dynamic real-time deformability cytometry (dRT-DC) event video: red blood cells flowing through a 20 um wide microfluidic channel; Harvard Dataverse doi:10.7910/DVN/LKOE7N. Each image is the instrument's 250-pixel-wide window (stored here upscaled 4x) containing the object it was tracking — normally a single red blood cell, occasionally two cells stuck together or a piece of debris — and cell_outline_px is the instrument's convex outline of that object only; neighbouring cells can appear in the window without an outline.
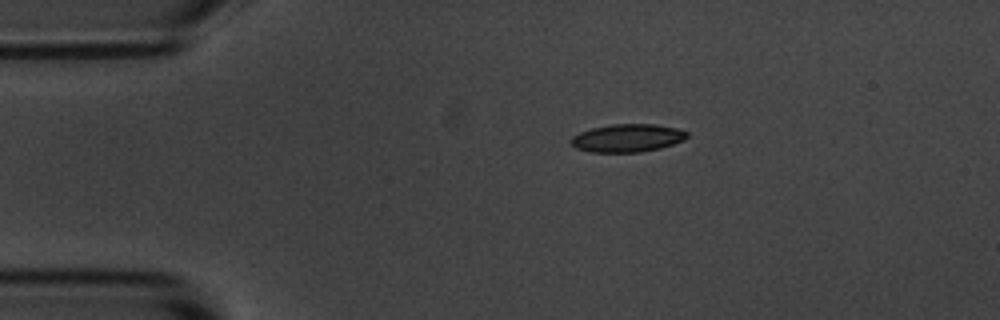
{"species": "common noctule bat (a hibernating species)", "species_latin": "Nyctalus noctula", "temperature_condition": "room temperature", "stored_images_in_passage": 3, "camera_frame_rate_fps": 3000, "um_per_image_px": 0.085, "animal": {"sex": "male", "body_mass_g": 20.1, "forearm_length_mm": 53.5}, "frame": {"image": 1, "passage_image": 3, "time_ms": 0.667, "image_size_px": [1000, 320], "cell_outline_px": [[688, 136], [684, 140], [660, 148], [640, 152], [592, 152], [576, 148], [568, 140], [572, 136], [580, 132], [592, 128], [612, 124], [656, 124], [676, 128], [688, 132]], "centroid_in_image_um": [53.32, 11.73], "position_along_channel_um": 31.7, "area_um2": 18.9}}